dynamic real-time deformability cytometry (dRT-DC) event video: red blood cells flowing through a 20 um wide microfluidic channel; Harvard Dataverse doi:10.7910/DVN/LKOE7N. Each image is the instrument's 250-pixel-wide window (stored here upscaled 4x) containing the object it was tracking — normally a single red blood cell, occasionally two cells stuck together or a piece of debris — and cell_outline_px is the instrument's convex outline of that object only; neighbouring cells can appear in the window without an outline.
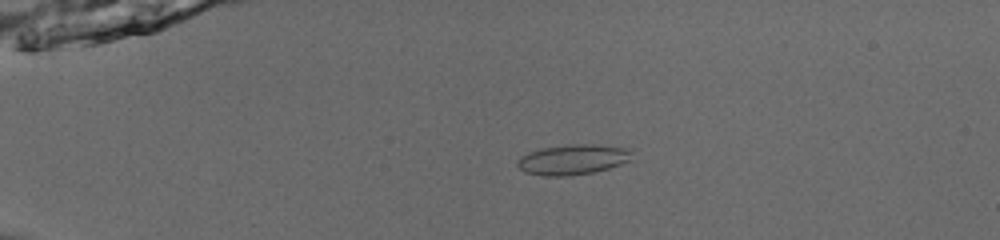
{"species": "common noctule bat (a hibernating species)", "species_latin": "Nyctalus noctula", "temperature_condition": "room temperature", "stored_images_in_passage": 50, "camera_frame_rate_fps": 3000, "um_per_image_px": 0.085, "animal": {"sex": "male", "body_mass_g": 13.0, "forearm_length_mm": 53.1}, "frame": {"image": 1, "passage_image": 10, "time_ms": 3.0, "image_size_px": [1000, 240], "cell_outline_px": [[632, 160], [608, 168], [592, 172], [568, 176], [544, 176], [524, 172], [516, 164], [516, 160], [520, 156], [528, 152], [540, 148], [572, 144], [592, 144], [632, 148]], "centroid_in_image_um": [48.69, 13.55], "position_along_channel_um": 36.3, "area_um2": 20.4}}
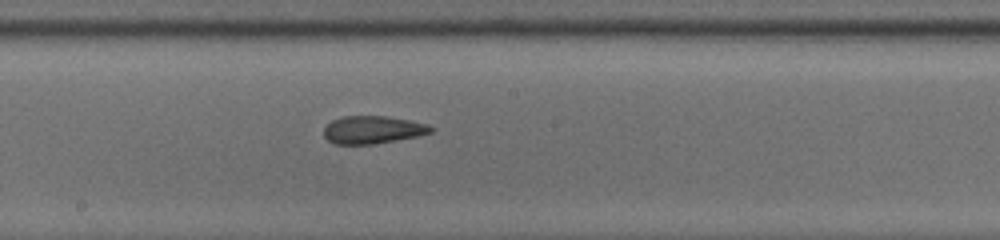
{"frame": {"image": 2, "passage_image": 28, "time_ms": 9.0, "image_size_px": [1000, 240], "cell_outline_px": [[436, 128], [432, 132], [416, 136], [396, 140], [372, 144], [332, 144], [324, 136], [324, 128], [332, 120], [344, 116], [384, 116], [408, 120], [428, 124]], "centroid_in_image_um": [31.68, 11.03], "position_along_channel_um": 216.5, "area_um2": 17.22}}
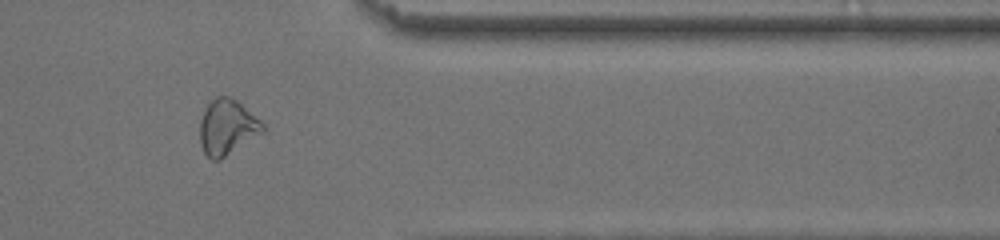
{"frame": {"image": 3, "passage_image": 42, "time_ms": 13.667, "image_size_px": [1000, 240], "cell_outline_px": [[264, 132], [220, 160], [212, 160], [204, 152], [200, 144], [200, 120], [208, 104], [216, 96], [228, 96], [236, 100], [260, 120], [264, 124]], "centroid_in_image_um": [19.31, 10.83], "position_along_channel_um": 392.1, "area_um2": 20.11}, "authors_computed_cell_mechanics": {"area_um2": 19.4497, "velocity_mm_per_s": 3.9169, "shape_relaxation_time_tau1_ms": null, "shape_relaxation_time_tau2_ms": 1.9483, "deformation_change_tau1": null, "deformation_change_tau2": 0.1006}}